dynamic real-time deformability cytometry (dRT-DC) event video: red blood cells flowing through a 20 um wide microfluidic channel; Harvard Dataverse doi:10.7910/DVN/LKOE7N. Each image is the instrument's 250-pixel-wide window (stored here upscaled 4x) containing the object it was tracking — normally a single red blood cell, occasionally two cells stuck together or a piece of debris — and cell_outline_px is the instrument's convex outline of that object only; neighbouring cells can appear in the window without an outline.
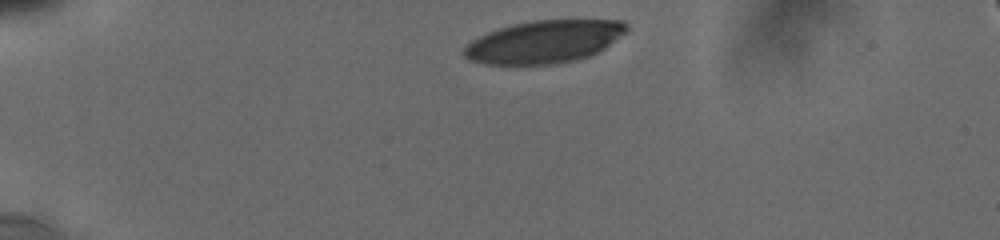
{"species": "human", "species_latin": "Homo sapiens", "temperature_condition": "cold", "stored_images_in_passage": 5, "camera_frame_rate_fps": 3000, "um_per_image_px": 0.085, "donor": {"sex": "male"}, "frame": {"image": 1, "passage_image": 1, "time_ms": 0.0, "image_size_px": [1000, 240], "cell_outline_px": [[628, 28], [624, 32], [604, 48], [588, 56], [576, 60], [548, 64], [484, 64], [472, 60], [464, 56], [464, 48], [472, 40], [488, 32], [512, 24], [532, 20], [620, 20], [628, 24]], "centroid_in_image_um": [46.24, 3.54], "position_along_channel_um": 38.8, "area_um2": 39.82}}
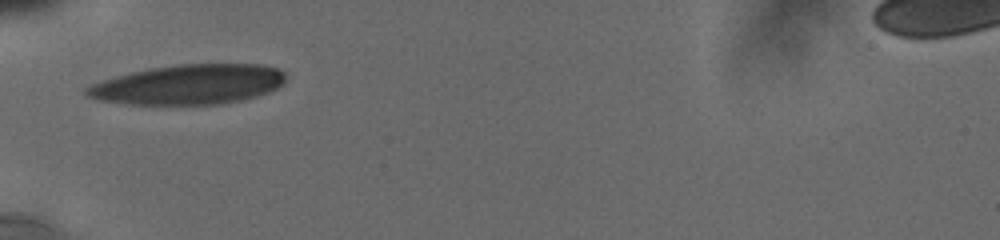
{"frame": {"image": 2, "passage_image": 3, "time_ms": 2.333, "image_size_px": [1000, 240], "cell_outline_px": [[288, 76], [276, 88], [268, 92], [256, 96], [240, 100], [220, 104], [128, 104], [100, 100], [88, 96], [84, 92], [84, 88], [92, 84], [116, 76], [148, 68], [176, 64], [264, 64], [276, 68], [284, 72]], "centroid_in_image_um": [16.04, 7.17], "position_along_channel_um": 69.0, "area_um2": 46.07}}
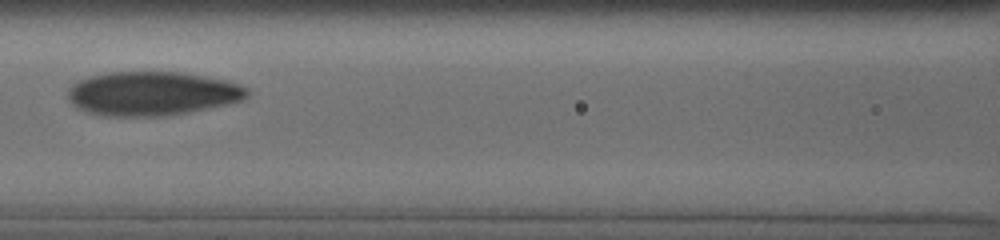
{"frame": {"image": 3, "passage_image": 5, "time_ms": 4.667, "image_size_px": [1000, 240], "cell_outline_px": [[248, 96], [244, 100], [188, 112], [160, 116], [100, 116], [76, 108], [68, 100], [68, 88], [76, 80], [92, 76], [112, 72], [180, 72], [228, 80], [240, 84], [248, 88]], "centroid_in_image_um": [12.91, 7.95], "position_along_channel_um": 153.7, "area_um2": 46.12}}